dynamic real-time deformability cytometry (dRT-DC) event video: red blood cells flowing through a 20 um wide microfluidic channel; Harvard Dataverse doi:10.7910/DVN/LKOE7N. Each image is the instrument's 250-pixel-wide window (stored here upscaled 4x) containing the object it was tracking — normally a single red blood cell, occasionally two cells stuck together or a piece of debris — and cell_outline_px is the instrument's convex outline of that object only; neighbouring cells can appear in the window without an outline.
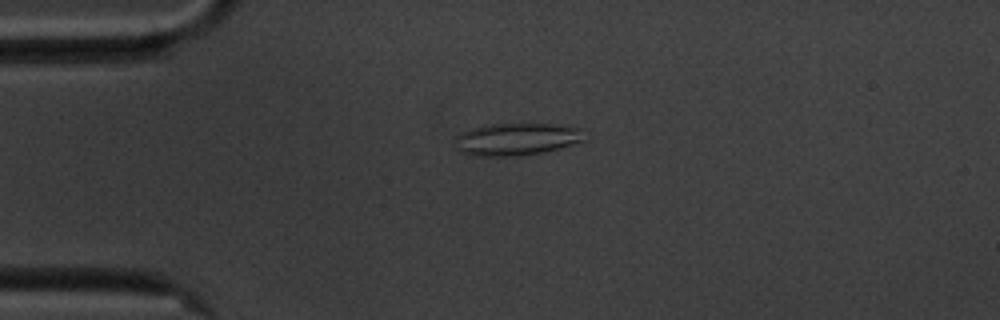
{"species": "common noctule bat (a hibernating species)", "species_latin": "Nyctalus noctula", "temperature_condition": "cold", "stored_images_in_passage": 47, "camera_frame_rate_fps": 3000, "um_per_image_px": 0.085, "animal": {"sex": "male", "body_mass_g": 20.1, "forearm_length_mm": 53.5}, "frame": {"image": 1, "passage_image": 4, "time_ms": 1.0, "image_size_px": [1000, 320], "cell_outline_px": [[584, 140], [560, 148], [544, 152], [520, 156], [472, 156], [460, 152], [456, 148], [456, 136], [460, 132], [472, 128], [488, 124], [556, 124], [580, 128]], "centroid_in_image_um": [43.86, 11.84], "position_along_channel_um": 41.1, "area_um2": 24.45}}
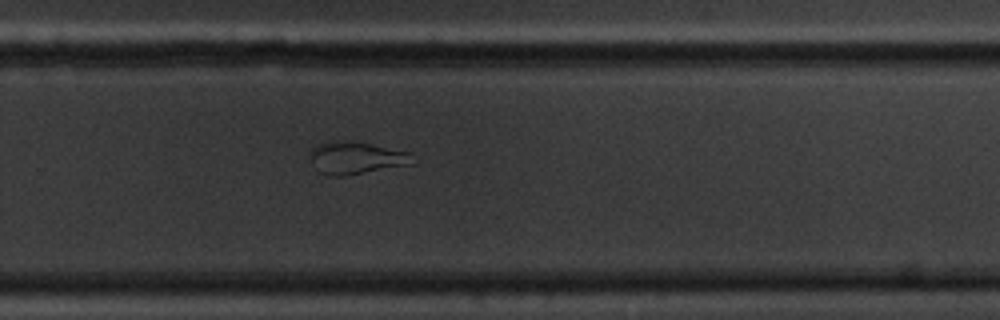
{"frame": {"image": 2, "passage_image": 28, "time_ms": 9.0, "image_size_px": [1000, 320], "cell_outline_px": [[412, 164], [344, 176], [332, 176], [320, 172], [312, 160], [308, 152], [316, 144], [332, 140], [352, 140], [372, 144], [408, 152]], "centroid_in_image_um": [30.2, 13.39], "position_along_channel_um": 299.6, "area_um2": 19.19}}
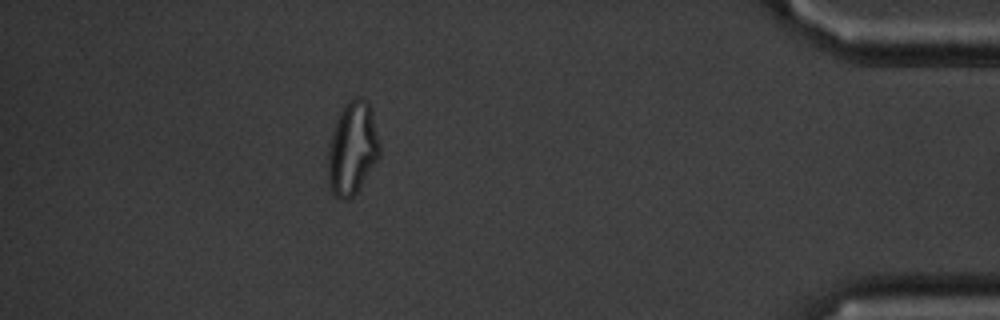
{"frame": {"image": 3, "passage_image": 41, "time_ms": 13.333, "image_size_px": [1000, 320], "cell_outline_px": [[380, 156], [356, 192], [352, 196], [344, 200], [336, 196], [332, 192], [328, 184], [328, 144], [332, 128], [340, 108], [348, 100], [356, 96], [360, 96], [368, 100], [372, 108], [380, 144]], "centroid_in_image_um": [29.94, 12.53], "position_along_channel_um": 405.3, "area_um2": 28.55}, "authors_computed_cell_mechanics": {"area_um2": 21.2704, "velocity_mm_per_s": 3.538, "shape_relaxation_time_tau1_ms": null, "shape_relaxation_time_tau2_ms": 2.4536, "deformation_change_tau1": null, "deformation_change_tau2": 0.091}}